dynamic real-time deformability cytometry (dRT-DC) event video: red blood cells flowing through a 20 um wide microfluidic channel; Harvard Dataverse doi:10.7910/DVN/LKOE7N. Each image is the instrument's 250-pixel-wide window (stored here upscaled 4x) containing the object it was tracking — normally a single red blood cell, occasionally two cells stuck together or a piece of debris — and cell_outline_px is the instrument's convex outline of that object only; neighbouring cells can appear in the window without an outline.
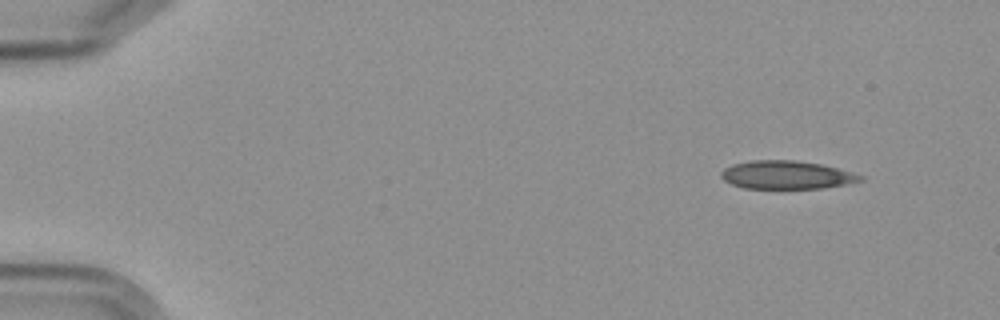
{"species": "Egyptian fruit bat (a non-hibernating species)", "species_latin": "Rousettus aegyptiacus", "temperature_condition": "cold", "stored_images_in_passage": 5, "camera_frame_rate_fps": 3000, "um_per_image_px": 0.085, "frame": {"image": 1, "passage_image": 1, "time_ms": 0.0, "image_size_px": [1000, 320], "cell_outline_px": [[864, 180], [824, 188], [744, 188], [732, 184], [724, 180], [720, 176], [720, 172], [724, 168], [732, 164], [752, 160], [792, 160], [820, 164], [852, 172], [864, 176]], "centroid_in_image_um": [66.83, 14.86], "position_along_channel_um": 18.2, "area_um2": 22.77}}
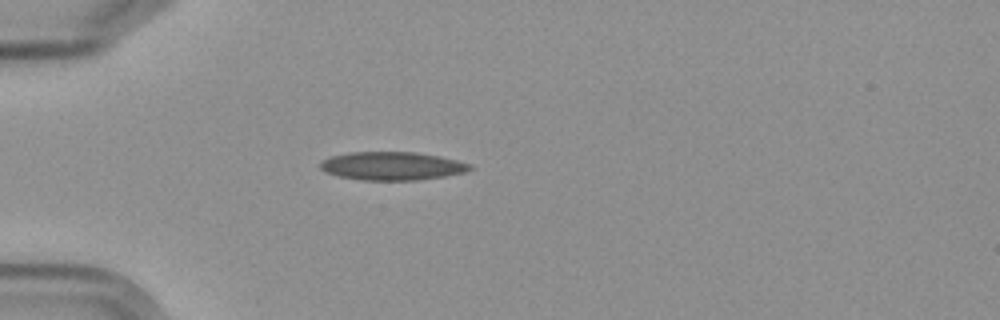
{"frame": {"image": 2, "passage_image": 4, "time_ms": 3.667, "image_size_px": [1000, 320], "cell_outline_px": [[472, 168], [464, 172], [444, 176], [416, 180], [360, 180], [340, 176], [328, 172], [320, 168], [320, 164], [324, 160], [332, 156], [348, 152], [416, 152], [440, 156], [456, 160], [468, 164]], "centroid_in_image_um": [33.32, 14.1], "position_along_channel_um": 51.7, "area_um2": 24.33}}